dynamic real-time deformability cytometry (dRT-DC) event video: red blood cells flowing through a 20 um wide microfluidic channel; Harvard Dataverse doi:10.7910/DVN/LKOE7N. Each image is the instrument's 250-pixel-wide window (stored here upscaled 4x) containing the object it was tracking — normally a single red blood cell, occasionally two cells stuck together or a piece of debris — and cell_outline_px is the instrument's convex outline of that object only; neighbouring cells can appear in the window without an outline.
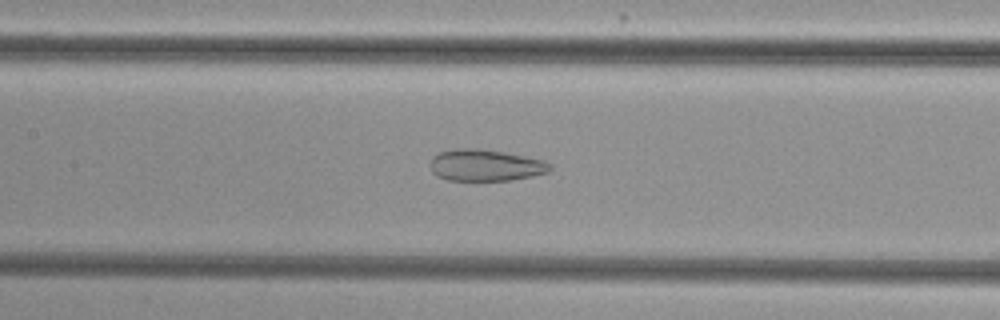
{"species": "common noctule bat (a hibernating species)", "species_latin": "Nyctalus noctula", "temperature_condition": "cold", "stored_images_in_passage": 42, "camera_frame_rate_fps": 3000, "um_per_image_px": 0.085, "animal": {"sex": "female", "body_mass_g": 29.2, "forearm_length_mm": 56.3}, "frame": {"image": 1, "passage_image": 14, "time_ms": 4.333, "image_size_px": [1000, 320], "cell_outline_px": [[552, 168], [548, 172], [532, 176], [512, 180], [448, 180], [436, 176], [432, 172], [428, 164], [432, 156], [440, 152], [452, 148], [476, 148], [504, 152], [544, 160], [552, 164]], "centroid_in_image_um": [41.23, 14.04], "position_along_channel_um": 166.2, "area_um2": 22.31}}
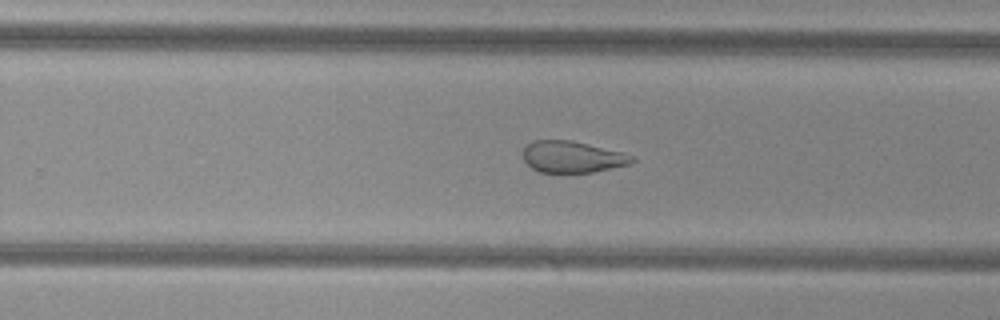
{"frame": {"image": 2, "passage_image": 23, "time_ms": 7.333, "image_size_px": [1000, 320], "cell_outline_px": [[636, 160], [628, 164], [592, 172], [540, 172], [532, 168], [524, 160], [524, 148], [532, 140], [572, 140], [636, 156]], "centroid_in_image_um": [48.64, 13.33], "position_along_channel_um": 281.2, "area_um2": 19.77}}
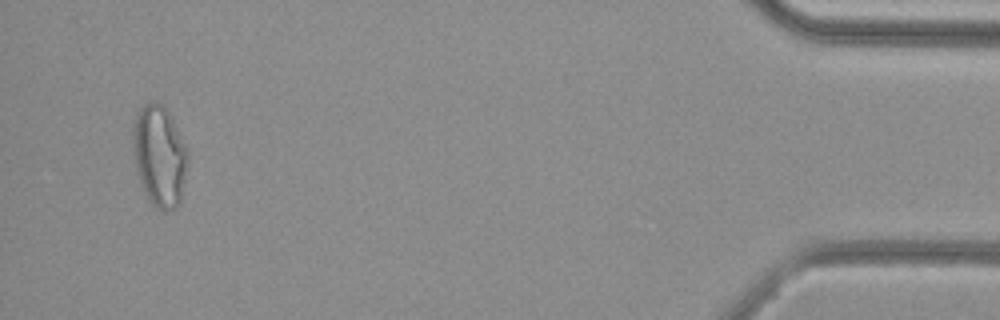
{"frame": {"image": 3, "passage_image": 40, "time_ms": 13.0, "image_size_px": [1000, 320], "cell_outline_px": [[188, 160], [180, 204], [176, 208], [164, 212], [156, 208], [152, 204], [144, 192], [140, 180], [136, 164], [132, 144], [132, 128], [136, 116], [140, 108], [144, 104], [160, 104], [168, 112], [188, 148]], "centroid_in_image_um": [13.57, 13.3], "position_along_channel_um": 421.6, "area_um2": 32.14}, "authors_computed_cell_mechanics": {"area_um2": 25.432, "velocity_mm_per_s": 3.8422, "shape_relaxation_time_tau1_ms": null, "shape_relaxation_time_tau2_ms": 1.6866, "deformation_change_tau1": null, "deformation_change_tau2": 0.0993}}